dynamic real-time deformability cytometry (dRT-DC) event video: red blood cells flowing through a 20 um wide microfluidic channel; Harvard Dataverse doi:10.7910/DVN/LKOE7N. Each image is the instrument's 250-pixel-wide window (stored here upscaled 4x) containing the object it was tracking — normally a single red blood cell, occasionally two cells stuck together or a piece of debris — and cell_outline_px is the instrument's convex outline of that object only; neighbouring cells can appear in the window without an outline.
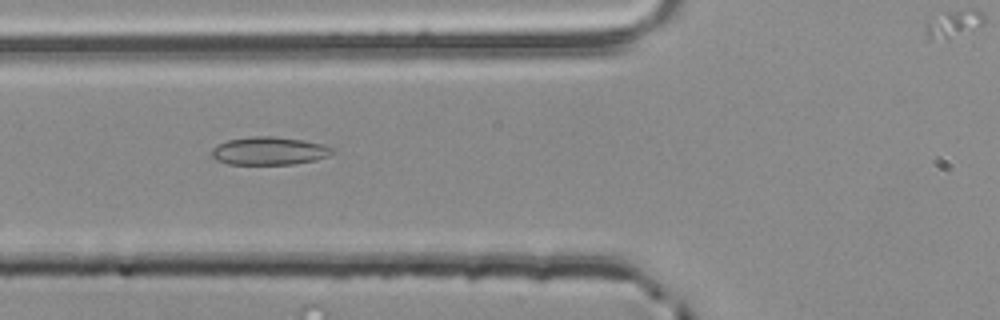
{"species": "common noctule bat (a hibernating species)", "species_latin": "Nyctalus noctula", "temperature_condition": "room temperature", "stored_images_in_passage": 32, "camera_frame_rate_fps": 3000, "um_per_image_px": 0.085, "animal": {"sex": "male", "body_mass_g": 20.4}, "frame": {"image": 1, "passage_image": 3, "time_ms": 0.667, "image_size_px": [1000, 320], "cell_outline_px": [[332, 152], [328, 156], [316, 160], [292, 164], [228, 164], [216, 160], [212, 156], [212, 148], [216, 144], [228, 140], [252, 136], [272, 136], [304, 140], [324, 144], [332, 148]], "centroid_in_image_um": [22.86, 12.82], "position_along_channel_um": 102.9, "area_um2": 19.71}}
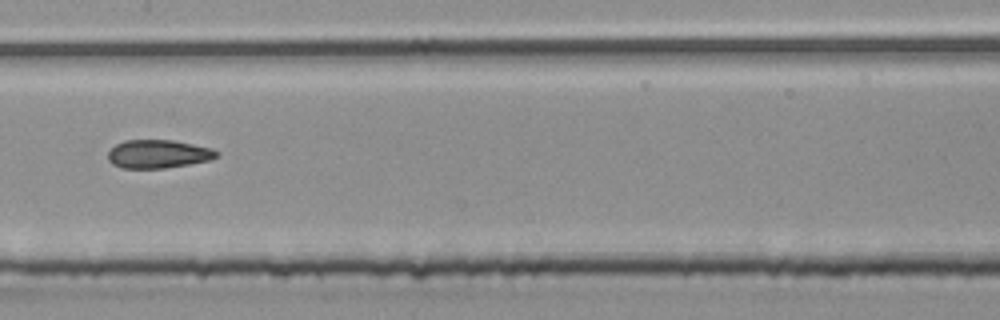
{"frame": {"image": 2, "passage_image": 10, "time_ms": 3.0, "image_size_px": [1000, 320], "cell_outline_px": [[220, 152], [216, 156], [208, 160], [188, 164], [164, 168], [120, 168], [112, 164], [108, 160], [108, 152], [116, 144], [124, 140], [172, 140], [212, 148]], "centroid_in_image_um": [13.41, 13.09], "position_along_channel_um": 194.0, "area_um2": 17.86}}
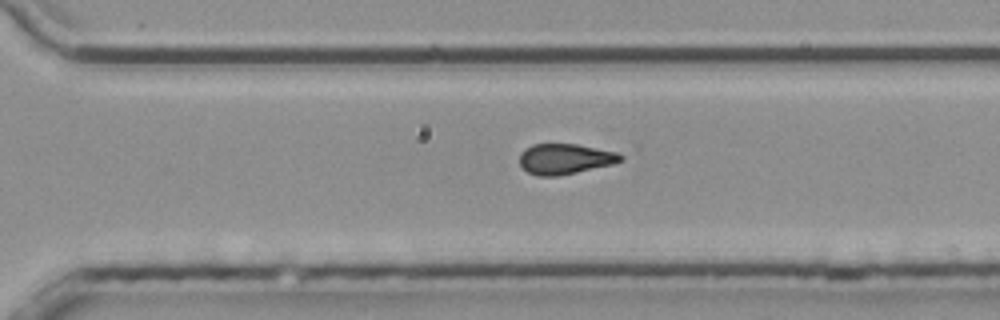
{"frame": {"image": 3, "passage_image": 20, "time_ms": 6.333, "image_size_px": [1000, 320], "cell_outline_px": [[624, 160], [612, 164], [576, 172], [556, 176], [536, 176], [528, 172], [520, 164], [520, 152], [524, 148], [532, 144], [576, 144], [616, 152], [624, 156]], "centroid_in_image_um": [48.0, 13.5], "position_along_channel_um": 322.6, "area_um2": 17.86}}